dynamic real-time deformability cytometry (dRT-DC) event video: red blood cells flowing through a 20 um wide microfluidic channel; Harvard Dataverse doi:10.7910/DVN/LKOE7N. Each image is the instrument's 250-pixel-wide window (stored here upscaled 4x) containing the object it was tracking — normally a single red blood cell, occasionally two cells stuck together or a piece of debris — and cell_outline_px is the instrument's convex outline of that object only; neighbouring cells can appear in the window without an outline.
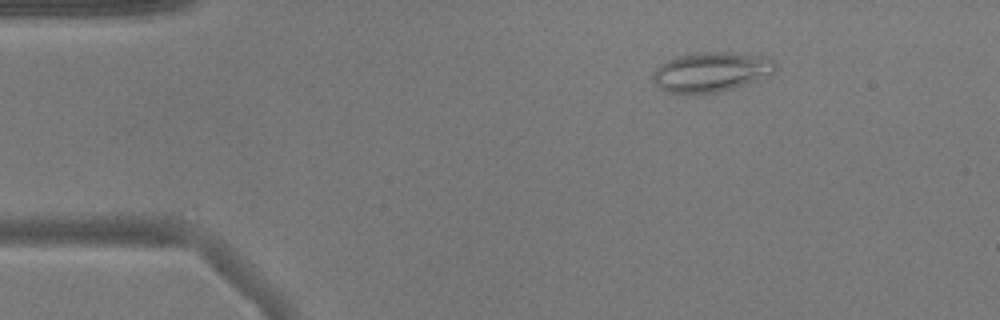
{"species": "common noctule bat (a hibernating species)", "species_latin": "Nyctalus noctula", "temperature_condition": "warm", "stored_images_in_passage": 52, "camera_frame_rate_fps": 3000, "um_per_image_px": 0.085, "animal": {"sex": "male", "body_mass_g": 17.9}, "frame": {"image": 1, "passage_image": 8, "time_ms": 2.333, "image_size_px": [1000, 320], "cell_outline_px": [[776, 68], [772, 72], [744, 84], [732, 88], [716, 92], [688, 96], [664, 92], [656, 84], [652, 76], [652, 72], [660, 64], [668, 60], [680, 56], [704, 52], [732, 52], [760, 56], [776, 60]], "centroid_in_image_um": [60.36, 6.14], "position_along_channel_um": 24.6, "area_um2": 28.32}}
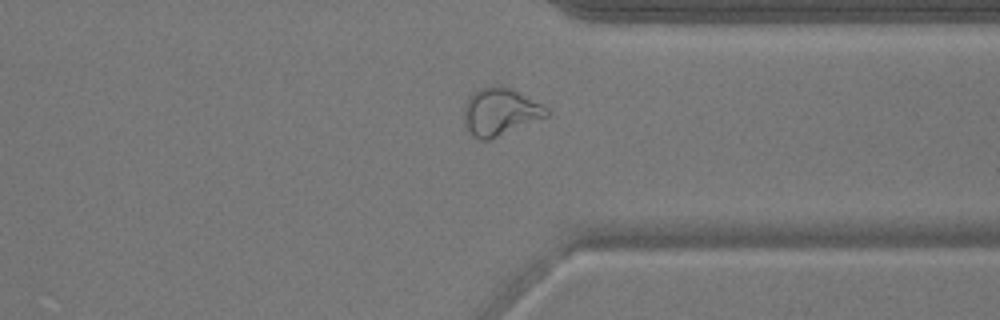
{"frame": {"image": 2, "passage_image": 40, "time_ms": 13.0, "image_size_px": [1000, 320], "cell_outline_px": [[548, 116], [488, 140], [480, 140], [472, 136], [464, 124], [464, 108], [468, 96], [472, 92], [480, 88], [492, 84], [496, 84], [508, 88], [544, 104], [548, 108]], "centroid_in_image_um": [42.48, 9.49], "position_along_channel_um": 368.9, "area_um2": 22.83}}
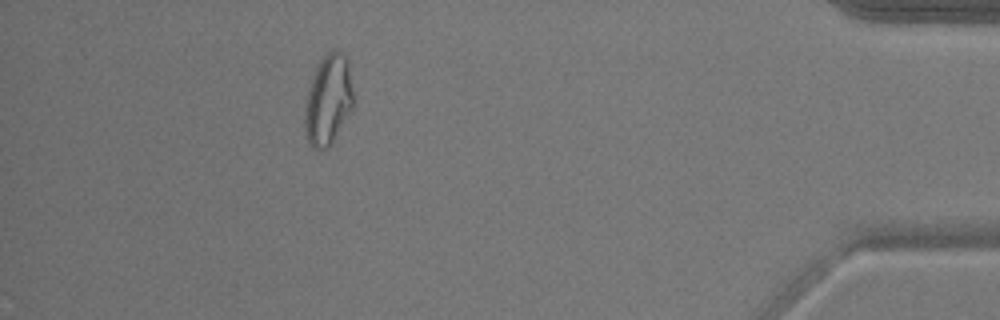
{"frame": {"image": 3, "passage_image": 47, "time_ms": 15.333, "image_size_px": [1000, 320], "cell_outline_px": [[356, 104], [328, 148], [312, 148], [304, 132], [304, 116], [308, 88], [316, 64], [332, 48], [336, 48], [344, 52], [348, 60]], "centroid_in_image_um": [27.93, 8.43], "position_along_channel_um": 407.3, "area_um2": 26.24}, "authors_computed_cell_mechanics": {"area_um2": 23.8425, "velocity_mm_per_s": 3.8549, "shape_relaxation_time_tau1_ms": null, "shape_relaxation_time_tau2_ms": 1.3052, "deformation_change_tau1": null, "deformation_change_tau2": 0.0925}}